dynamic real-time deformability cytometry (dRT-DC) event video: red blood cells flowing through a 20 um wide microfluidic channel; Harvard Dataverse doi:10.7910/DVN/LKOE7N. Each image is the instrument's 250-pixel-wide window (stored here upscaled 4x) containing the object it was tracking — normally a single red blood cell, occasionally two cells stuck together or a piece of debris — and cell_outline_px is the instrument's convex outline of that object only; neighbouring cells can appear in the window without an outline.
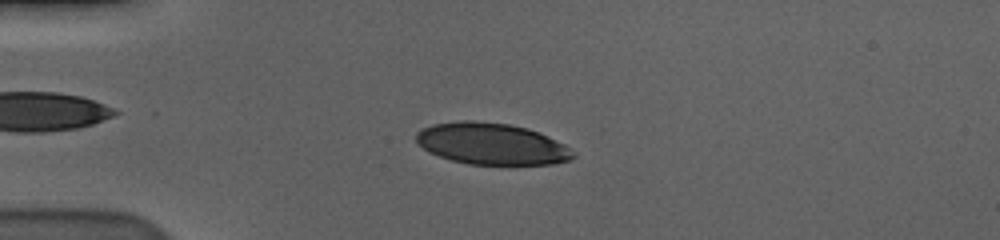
{"species": "human", "species_latin": "Homo sapiens", "temperature_condition": "cold", "stored_images_in_passage": 56, "camera_frame_rate_fps": 3000, "um_per_image_px": 0.085, "donor": {"sex": "male"}, "frame": {"image": 1, "passage_image": 14, "time_ms": 4.333, "image_size_px": [1000, 240], "cell_outline_px": [[576, 156], [572, 160], [552, 164], [468, 164], [452, 160], [428, 152], [416, 140], [416, 132], [420, 128], [432, 124], [460, 120], [476, 120], [508, 124], [528, 128], [548, 136], [564, 144], [576, 152]], "centroid_in_image_um": [41.8, 12.21], "position_along_channel_um": 43.2, "area_um2": 38.21}}
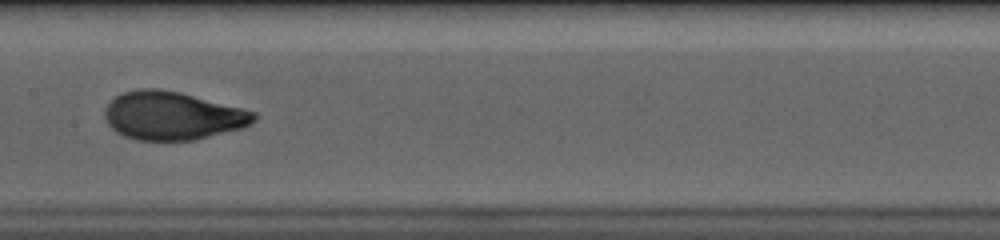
{"frame": {"image": 2, "passage_image": 29, "time_ms": 9.333, "image_size_px": [1000, 240], "cell_outline_px": [[256, 120], [252, 124], [244, 128], [196, 140], [136, 140], [124, 136], [116, 132], [108, 124], [104, 116], [104, 108], [120, 92], [136, 88], [156, 88], [180, 92], [256, 112]], "centroid_in_image_um": [14.65, 9.84], "position_along_channel_um": 192.7, "area_um2": 42.25}}
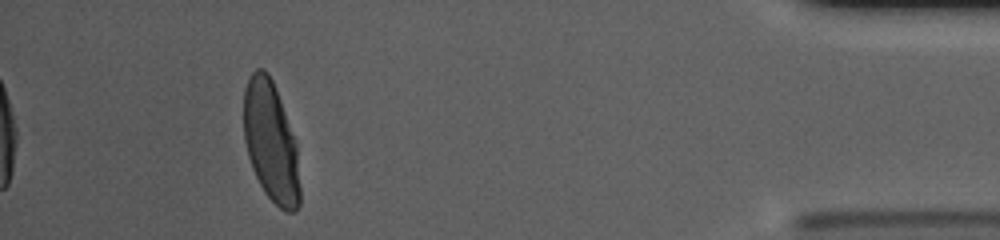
{"frame": {"image": 3, "passage_image": 52, "time_ms": 17.0, "image_size_px": [1000, 240], "cell_outline_px": [[300, 204], [296, 212], [288, 212], [280, 208], [264, 192], [252, 168], [248, 156], [244, 140], [244, 88], [248, 76], [256, 68], [264, 68], [268, 72], [276, 88], [296, 140], [300, 188]], "centroid_in_image_um": [23.03, 12.04], "position_along_channel_um": 412.2, "area_um2": 39.77}, "authors_computed_cell_mechanics": {"area_um2": 40.1999, "velocity_mm_per_s": 3.5885, "shape_relaxation_time_tau1_ms": 3.3143, "shape_relaxation_time_tau2_ms": null, "deformation_change_tau1": 0.1748, "deformation_change_tau2": null}}